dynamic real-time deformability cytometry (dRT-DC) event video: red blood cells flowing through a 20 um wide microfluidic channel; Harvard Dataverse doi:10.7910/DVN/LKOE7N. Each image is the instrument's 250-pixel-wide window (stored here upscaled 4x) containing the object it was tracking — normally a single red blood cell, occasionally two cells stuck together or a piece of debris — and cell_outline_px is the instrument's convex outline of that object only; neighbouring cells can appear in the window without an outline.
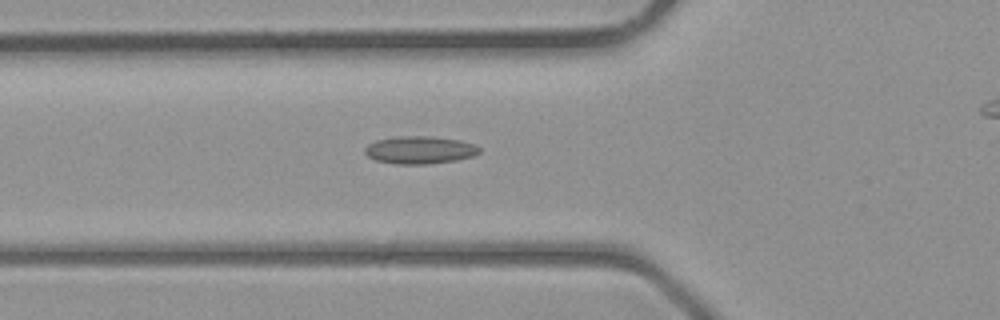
{"species": "common noctule bat (a hibernating species)", "species_latin": "Nyctalus noctula", "temperature_condition": "room temperature", "stored_images_in_passage": 24, "camera_frame_rate_fps": 3000, "um_per_image_px": 0.085, "animal": {"sex": "male", "body_mass_g": 23.1, "forearm_length_mm": 52.7}, "frame": {"image": 1, "passage_image": 3, "time_ms": 0.667, "image_size_px": [1000, 320], "cell_outline_px": [[480, 152], [472, 156], [456, 160], [428, 164], [396, 164], [376, 160], [368, 156], [364, 152], [364, 148], [368, 144], [376, 140], [400, 136], [428, 136], [460, 140], [476, 144], [480, 148]], "centroid_in_image_um": [35.68, 12.74], "position_along_channel_um": 90.1, "area_um2": 18.44}}
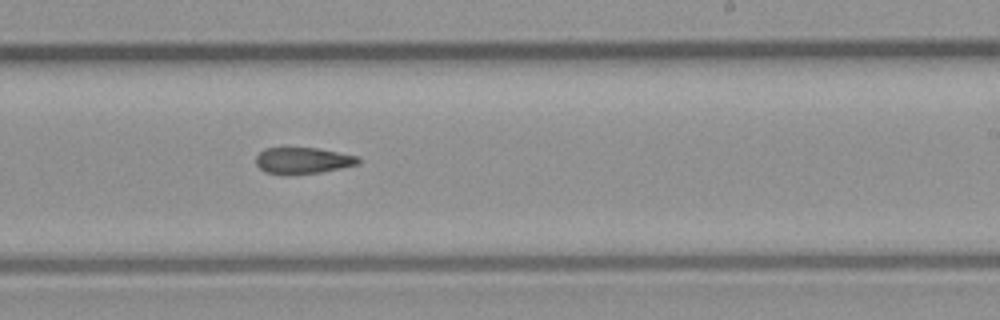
{"frame": {"image": 2, "passage_image": 13, "time_ms": 4.0, "image_size_px": [1000, 320], "cell_outline_px": [[360, 164], [320, 172], [288, 176], [284, 176], [264, 172], [256, 164], [256, 156], [264, 148], [316, 148], [360, 156]], "centroid_in_image_um": [25.73, 13.67], "position_along_channel_um": 263.3, "area_um2": 16.01}}
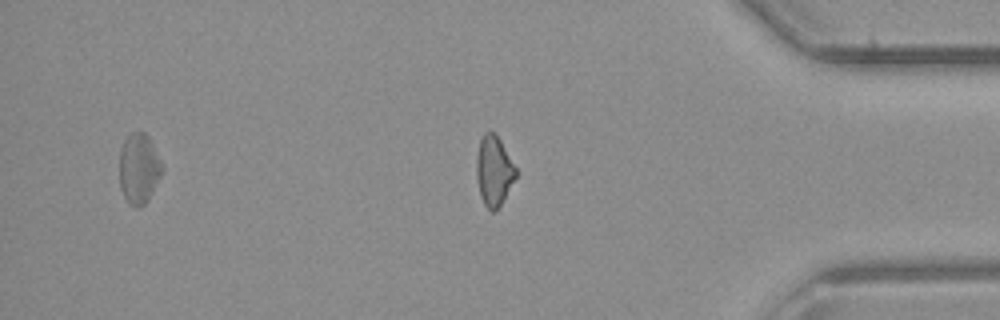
{"frame": {"image": 3, "passage_image": 22, "time_ms": 7.0, "image_size_px": [1000, 320], "cell_outline_px": [[516, 176], [496, 212], [492, 212], [484, 204], [480, 196], [476, 176], [476, 156], [480, 140], [484, 132], [492, 132], [500, 140], [516, 168]], "centroid_in_image_um": [41.95, 14.54], "position_along_channel_um": 393.2, "area_um2": 15.84}}